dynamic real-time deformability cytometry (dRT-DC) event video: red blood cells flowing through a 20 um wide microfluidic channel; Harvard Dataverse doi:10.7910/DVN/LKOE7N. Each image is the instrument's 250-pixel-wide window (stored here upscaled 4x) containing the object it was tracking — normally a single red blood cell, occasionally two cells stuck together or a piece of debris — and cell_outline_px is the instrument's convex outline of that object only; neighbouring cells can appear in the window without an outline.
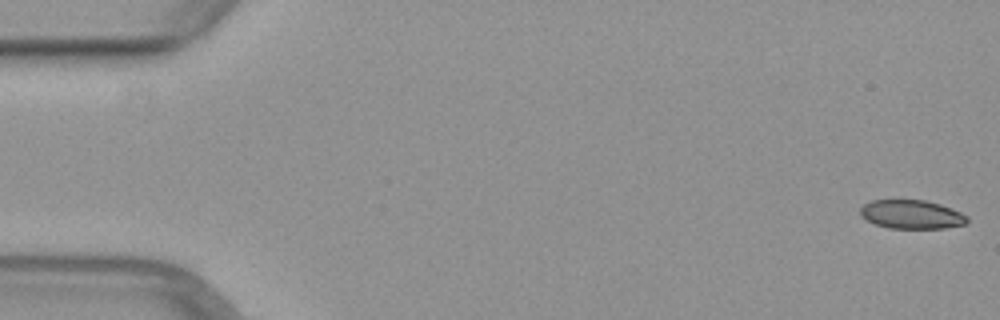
{"species": "common noctule bat (a hibernating species)", "species_latin": "Nyctalus noctula", "temperature_condition": "warm", "stored_images_in_passage": 51, "camera_frame_rate_fps": 3000, "um_per_image_px": 0.085, "animal": {"sex": "female", "body_mass_g": 29.2, "forearm_length_mm": 56.3}, "frame": {"image": 1, "passage_image": 1, "time_ms": 0.0, "image_size_px": [1000, 320], "cell_outline_px": [[968, 220], [964, 224], [944, 228], [888, 228], [876, 224], [860, 216], [860, 208], [864, 204], [872, 200], [924, 200], [940, 204], [960, 212], [968, 216]], "centroid_in_image_um": [77.47, 18.22], "position_along_channel_um": 7.5, "area_um2": 17.8}}
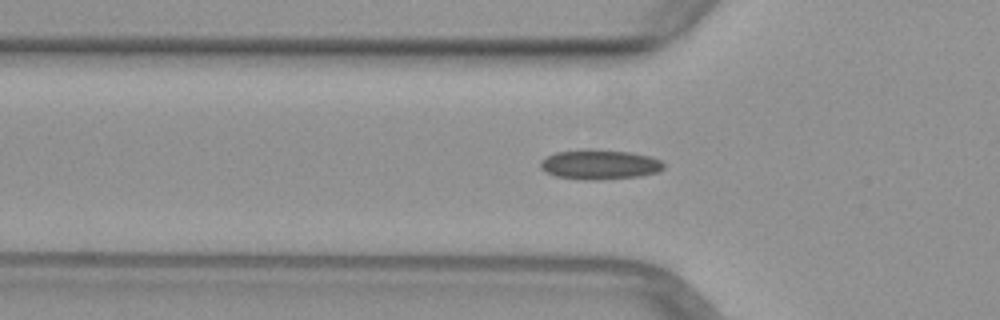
{"frame": {"image": 2, "passage_image": 17, "time_ms": 5.333, "image_size_px": [1000, 320], "cell_outline_px": [[664, 168], [660, 172], [640, 176], [600, 180], [580, 180], [556, 176], [540, 168], [540, 160], [556, 152], [628, 152], [652, 156], [664, 160]], "centroid_in_image_um": [51.06, 14.04], "position_along_channel_um": 74.7, "area_um2": 20.75}}
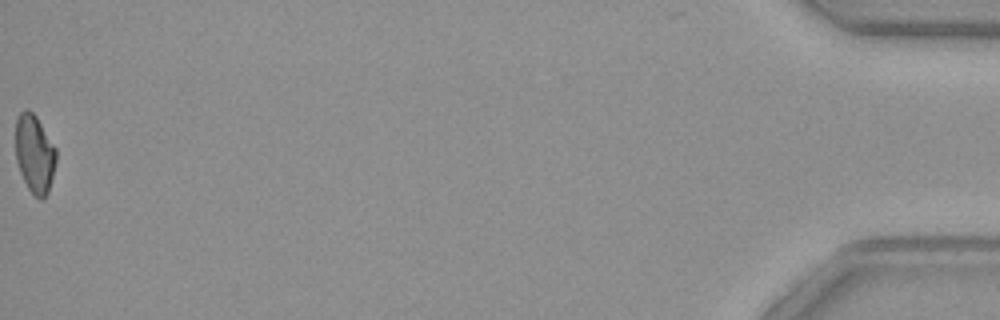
{"frame": {"image": 3, "passage_image": 51, "time_ms": 16.667, "image_size_px": [1000, 320], "cell_outline_px": [[56, 160], [48, 192], [40, 200], [28, 188], [20, 172], [16, 160], [16, 120], [20, 112], [24, 108], [28, 108], [36, 116], [56, 148]], "centroid_in_image_um": [2.93, 13.03], "position_along_channel_um": 432.3, "area_um2": 18.32}}